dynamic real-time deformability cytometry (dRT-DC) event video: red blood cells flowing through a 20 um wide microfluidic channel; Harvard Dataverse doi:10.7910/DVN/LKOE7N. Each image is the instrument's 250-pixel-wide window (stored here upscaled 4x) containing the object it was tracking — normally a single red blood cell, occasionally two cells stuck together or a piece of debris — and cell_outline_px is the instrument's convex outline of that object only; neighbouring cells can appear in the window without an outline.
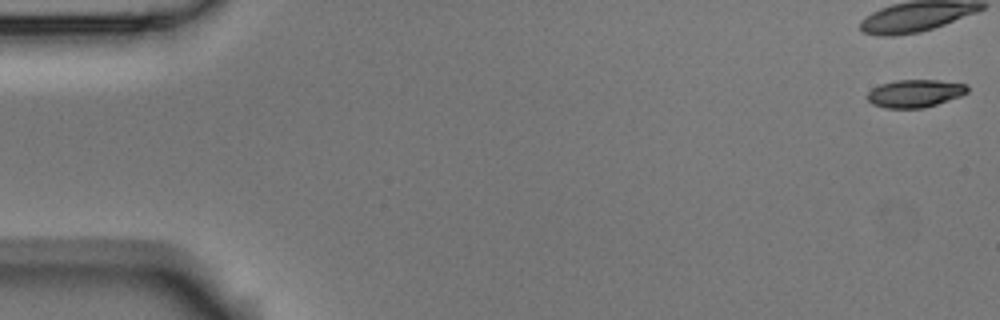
{"species": "Egyptian fruit bat (a non-hibernating species)", "species_latin": "Rousettus aegyptiacus", "temperature_condition": "room temperature", "stored_images_in_passage": 53, "camera_frame_rate_fps": 3000, "um_per_image_px": 0.085, "animal": {"sex": "male"}, "frame": {"image": 1, "passage_image": 1, "time_ms": 0.0, "image_size_px": [1000, 320], "cell_outline_px": [[968, 92], [960, 96], [924, 108], [884, 108], [872, 104], [868, 100], [868, 92], [872, 88], [880, 84], [896, 80], [940, 80], [968, 84]], "centroid_in_image_um": [77.77, 7.93], "position_along_channel_um": 7.2, "area_um2": 16.24}}